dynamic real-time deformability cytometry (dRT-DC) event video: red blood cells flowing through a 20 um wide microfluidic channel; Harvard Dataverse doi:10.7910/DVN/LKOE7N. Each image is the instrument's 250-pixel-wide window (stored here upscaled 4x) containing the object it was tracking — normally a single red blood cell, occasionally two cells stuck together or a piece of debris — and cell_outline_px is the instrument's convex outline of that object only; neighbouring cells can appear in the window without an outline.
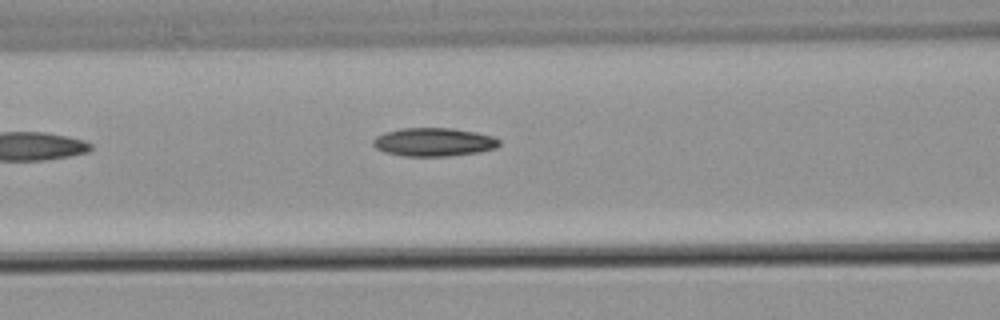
{"species": "common noctule bat (a hibernating species)", "species_latin": "Nyctalus noctula", "temperature_condition": "warm", "stored_images_in_passage": 7, "camera_frame_rate_fps": 3000, "um_per_image_px": 0.085, "animal": {"sex": "male", "body_mass_g": 21.5, "forearm_length_mm": 52.0}, "frame": {"image": 1, "passage_image": 7, "time_ms": 7.333, "image_size_px": [1000, 320], "cell_outline_px": [[500, 144], [496, 148], [480, 152], [448, 156], [404, 156], [384, 152], [376, 148], [372, 144], [372, 140], [376, 136], [384, 132], [400, 128], [452, 128], [476, 132], [492, 136], [500, 140]], "centroid_in_image_um": [36.85, 12.07], "position_along_channel_um": 129.7, "area_um2": 21.04}}